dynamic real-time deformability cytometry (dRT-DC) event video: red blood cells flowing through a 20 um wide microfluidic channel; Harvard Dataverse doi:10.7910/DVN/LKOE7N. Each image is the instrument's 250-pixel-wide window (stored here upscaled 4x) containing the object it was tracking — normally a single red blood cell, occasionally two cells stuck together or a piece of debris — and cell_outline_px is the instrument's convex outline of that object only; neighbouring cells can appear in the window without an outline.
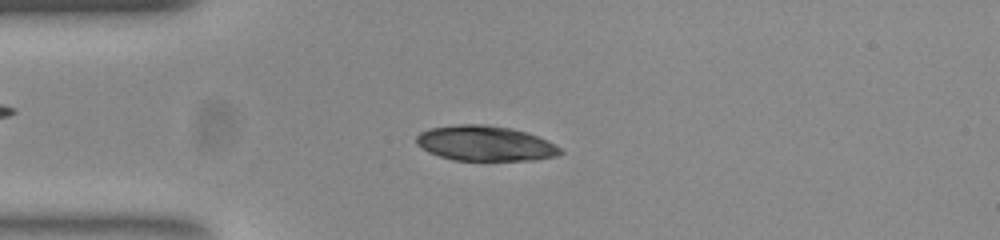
{"species": "common noctule bat (a hibernating species)", "species_latin": "Nyctalus noctula", "temperature_condition": "room temperature", "stored_images_in_passage": 47, "camera_frame_rate_fps": 3000, "um_per_image_px": 0.085, "animal": {"sex": "female", "body_mass_g": 23.0, "forearm_length_mm": 53.4}, "frame": {"image": 1, "passage_image": 7, "time_ms": 2.0, "image_size_px": [1000, 240], "cell_outline_px": [[564, 152], [556, 156], [532, 160], [456, 160], [440, 156], [428, 152], [416, 144], [416, 136], [420, 132], [428, 128], [456, 124], [484, 124], [512, 128], [528, 132], [548, 140], [556, 144]], "centroid_in_image_um": [41.24, 12.17], "position_along_channel_um": 43.8, "area_um2": 29.71}}
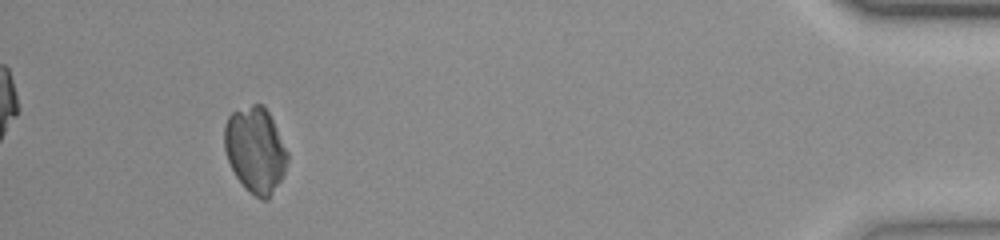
{"frame": {"image": 2, "passage_image": 43, "time_ms": 14.0, "image_size_px": [1000, 240], "cell_outline_px": [[288, 160], [284, 172], [280, 180], [268, 200], [260, 200], [236, 176], [228, 160], [224, 148], [224, 128], [228, 116], [232, 112], [252, 104], [264, 104], [288, 152]], "centroid_in_image_um": [21.7, 12.72], "position_along_channel_um": 413.5, "area_um2": 31.04}}